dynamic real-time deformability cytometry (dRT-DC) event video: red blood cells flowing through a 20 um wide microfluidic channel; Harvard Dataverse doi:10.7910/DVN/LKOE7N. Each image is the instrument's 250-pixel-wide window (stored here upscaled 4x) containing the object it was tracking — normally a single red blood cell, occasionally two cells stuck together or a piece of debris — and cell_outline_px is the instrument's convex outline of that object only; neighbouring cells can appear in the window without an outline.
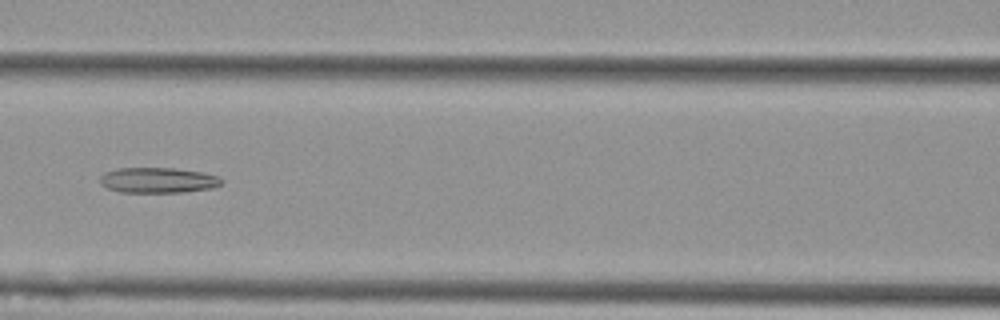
{"species": "Egyptian fruit bat (a non-hibernating species)", "species_latin": "Rousettus aegyptiacus", "temperature_condition": "cold", "stored_images_in_passage": 10, "camera_frame_rate_fps": 3000, "um_per_image_px": 0.085, "animal": {"sex": "female"}, "frame": {"image": 1, "passage_image": 6, "time_ms": 1.667, "image_size_px": [1000, 320], "cell_outline_px": [[220, 184], [212, 188], [184, 192], [120, 192], [108, 188], [100, 184], [100, 176], [104, 172], [116, 168], [176, 168], [200, 172], [216, 176], [220, 180]], "centroid_in_image_um": [13.35, 15.31], "position_along_channel_um": 153.2, "area_um2": 17.86}}
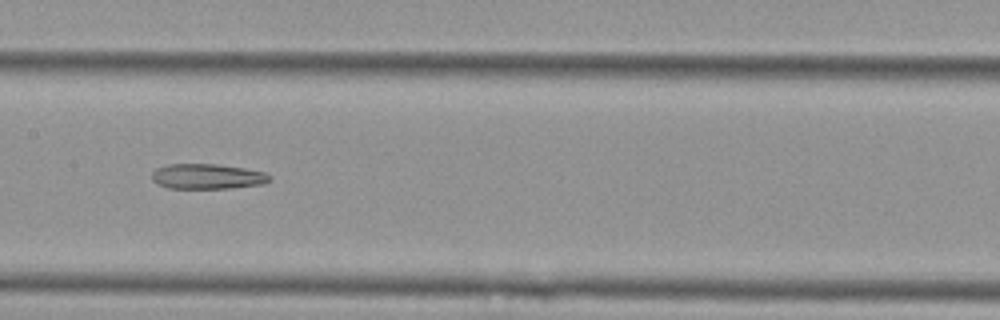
{"frame": {"image": 2, "passage_image": 7, "time_ms": 2.0, "image_size_px": [1000, 320], "cell_outline_px": [[272, 180], [264, 184], [232, 188], [168, 188], [152, 180], [152, 172], [156, 168], [168, 164], [216, 164], [244, 168], [264, 172]], "centroid_in_image_um": [17.63, 14.99], "position_along_channel_um": 189.8, "area_um2": 17.22}}
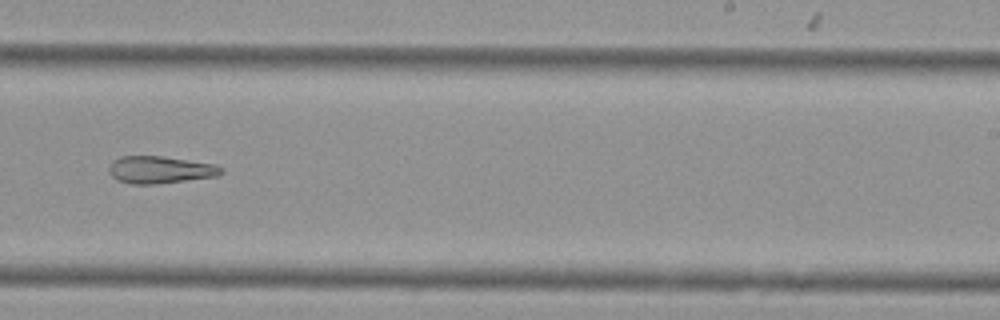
{"frame": {"image": 3, "passage_image": 9, "time_ms": 2.667, "image_size_px": [1000, 320], "cell_outline_px": [[224, 172], [216, 176], [156, 184], [132, 184], [116, 180], [108, 172], [108, 168], [112, 160], [120, 156], [164, 156], [216, 164], [224, 168]], "centroid_in_image_um": [13.59, 14.42], "position_along_channel_um": 275.4, "area_um2": 18.03}}